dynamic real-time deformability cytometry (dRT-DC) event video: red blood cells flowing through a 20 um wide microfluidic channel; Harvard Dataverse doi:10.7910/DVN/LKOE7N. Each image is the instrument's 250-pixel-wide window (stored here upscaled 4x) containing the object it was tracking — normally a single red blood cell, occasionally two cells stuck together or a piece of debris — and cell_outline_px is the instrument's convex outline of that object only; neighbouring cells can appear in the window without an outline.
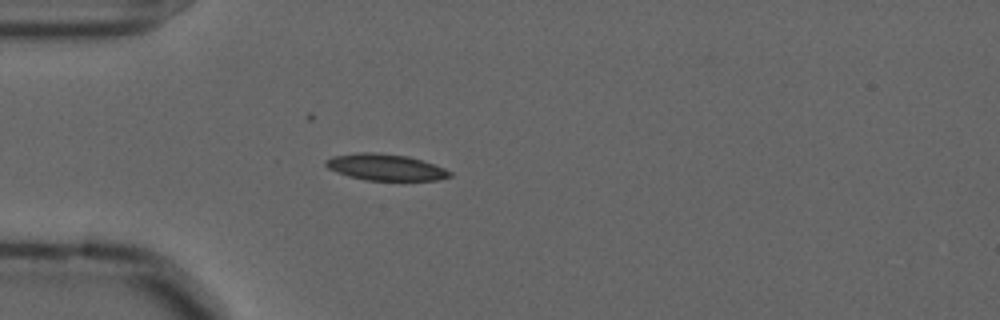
{"species": "common noctule bat (a hibernating species)", "species_latin": "Nyctalus noctula", "temperature_condition": "cold", "stored_images_in_passage": 46, "camera_frame_rate_fps": 3000, "um_per_image_px": 0.085, "animal": {"sex": "male", "forearm_length_mm": 52.5}, "frame": {"image": 1, "passage_image": 9, "time_ms": 2.667, "image_size_px": [1000, 320], "cell_outline_px": [[452, 176], [440, 180], [364, 180], [348, 176], [336, 172], [328, 168], [324, 164], [324, 160], [332, 156], [360, 152], [372, 152], [408, 156], [444, 168], [452, 172]], "centroid_in_image_um": [32.73, 14.22], "position_along_channel_um": 52.3, "area_um2": 19.07}}
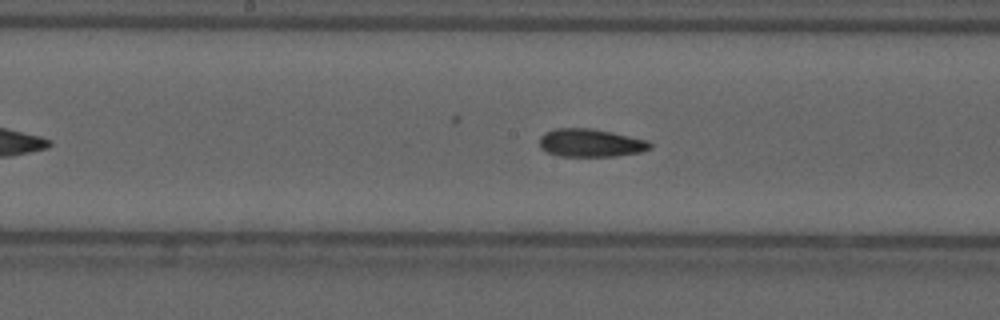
{"frame": {"image": 2, "passage_image": 22, "time_ms": 7.0, "image_size_px": [1000, 320], "cell_outline_px": [[652, 148], [640, 152], [612, 156], [560, 156], [548, 152], [540, 148], [540, 136], [544, 132], [556, 128], [592, 128], [612, 132], [648, 140], [652, 144]], "centroid_in_image_um": [50.2, 12.14], "position_along_channel_um": 198.0, "area_um2": 18.09}}
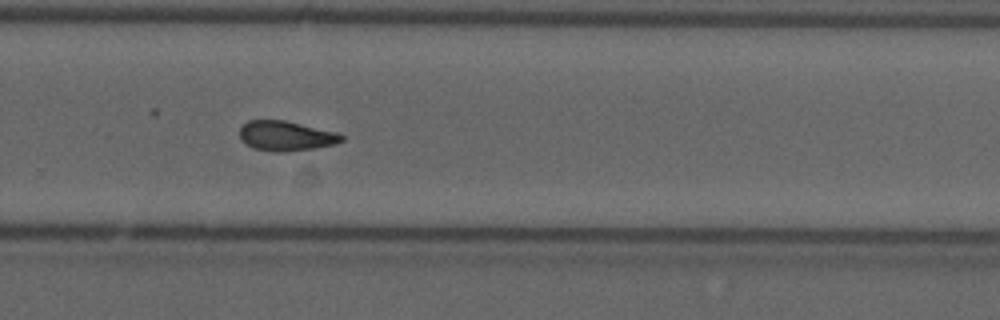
{"frame": {"image": 3, "passage_image": 31, "time_ms": 10.0, "image_size_px": [1000, 320], "cell_outline_px": [[344, 140], [336, 144], [316, 148], [288, 152], [272, 152], [256, 148], [248, 144], [240, 136], [240, 128], [248, 120], [284, 120], [336, 132], [344, 136]], "centroid_in_image_um": [24.35, 11.56], "position_along_channel_um": 305.4, "area_um2": 17.63}, "authors_computed_cell_mechanics": {"area_um2": 17.8891, "velocity_mm_per_s": 3.5972, "shape_relaxation_time_tau1_ms": 5.2168, "shape_relaxation_time_tau2_ms": 3.7548, "deformation_change_tau1": 0.1402, "deformation_change_tau2": 0.1011}}